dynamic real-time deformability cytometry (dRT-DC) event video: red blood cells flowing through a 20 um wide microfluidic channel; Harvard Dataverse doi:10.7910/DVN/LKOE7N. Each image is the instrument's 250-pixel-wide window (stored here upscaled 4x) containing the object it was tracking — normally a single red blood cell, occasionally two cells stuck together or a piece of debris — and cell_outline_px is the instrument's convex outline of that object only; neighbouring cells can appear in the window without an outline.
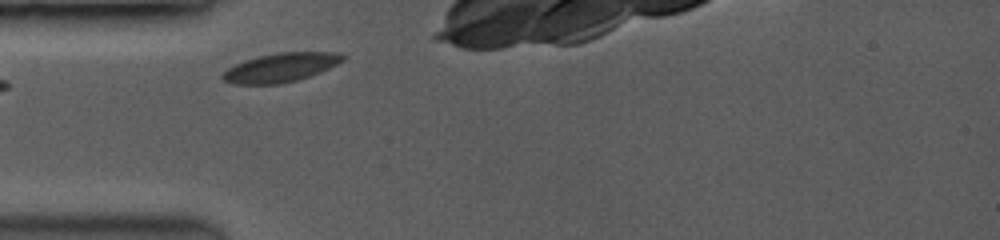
{"species": "common noctule bat (a hibernating species)", "species_latin": "Nyctalus noctula", "temperature_condition": "room temperature", "stored_images_in_passage": 2, "camera_frame_rate_fps": 3500, "um_per_image_px": 0.085, "animal": {"sex": "female", "body_mass_g": 19.0, "forearm_length_mm": 53.3}, "frame": {"image": 1, "passage_image": 1, "time_ms": 0.0, "image_size_px": [1000, 240], "cell_outline_px": [[348, 56], [344, 60], [320, 72], [296, 80], [276, 84], [236, 84], [224, 80], [220, 76], [228, 68], [244, 60], [276, 52], [340, 52]], "centroid_in_image_um": [23.89, 5.72], "position_along_channel_um": 61.1, "area_um2": 20.11}}